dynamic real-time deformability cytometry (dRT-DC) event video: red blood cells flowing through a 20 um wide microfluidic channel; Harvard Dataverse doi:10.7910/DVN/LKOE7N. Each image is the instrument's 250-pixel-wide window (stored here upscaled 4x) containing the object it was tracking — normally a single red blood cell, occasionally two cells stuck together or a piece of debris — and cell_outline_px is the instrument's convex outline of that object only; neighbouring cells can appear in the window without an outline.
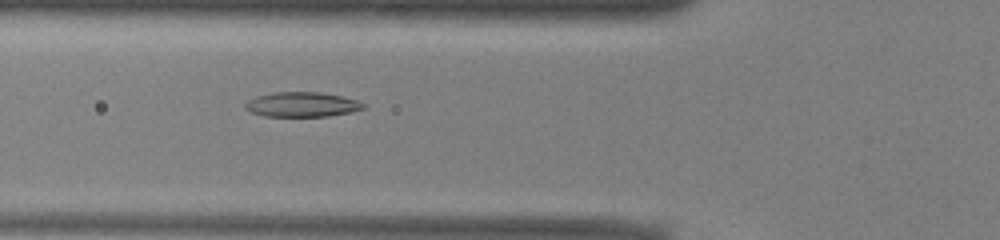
{"species": "common noctule bat (a hibernating species)", "species_latin": "Nyctalus noctula", "temperature_condition": "warm", "stored_images_in_passage": 49, "camera_frame_rate_fps": 3000, "um_per_image_px": 0.085, "animal": {"sex": "male", "body_mass_g": 13.0, "forearm_length_mm": 53.1}, "frame": {"image": 1, "passage_image": 16, "time_ms": 5.0, "image_size_px": [1000, 240], "cell_outline_px": [[364, 108], [348, 112], [328, 116], [264, 116], [252, 112], [244, 108], [244, 104], [248, 100], [256, 96], [276, 92], [320, 92], [340, 96], [356, 100], [364, 104]], "centroid_in_image_um": [25.61, 8.88], "position_along_channel_um": 100.2, "area_um2": 16.82}}
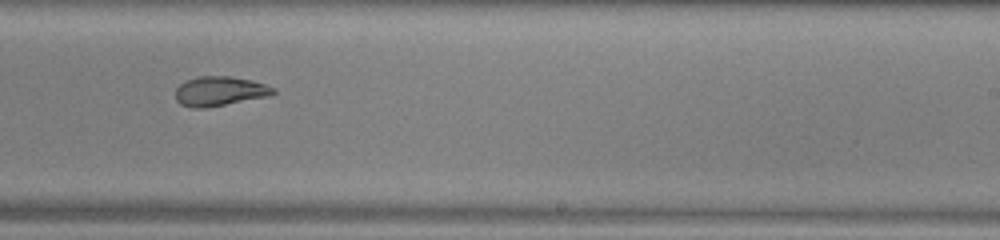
{"frame": {"image": 2, "passage_image": 29, "time_ms": 9.333, "image_size_px": [1000, 240], "cell_outline_px": [[276, 92], [268, 96], [204, 108], [192, 108], [180, 104], [176, 100], [176, 88], [180, 84], [188, 80], [200, 76], [232, 76], [252, 80], [276, 88]], "centroid_in_image_um": [18.67, 7.75], "position_along_channel_um": 270.3, "area_um2": 16.7}}
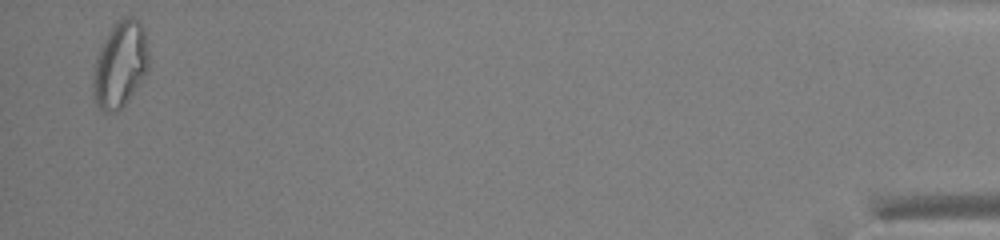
{"frame": {"image": 3, "passage_image": 48, "time_ms": 15.667, "image_size_px": [1000, 240], "cell_outline_px": [[148, 68], [128, 100], [120, 108], [112, 112], [104, 112], [96, 104], [92, 96], [92, 76], [96, 56], [108, 32], [116, 20], [124, 16], [132, 16], [140, 20], [144, 28], [148, 48]], "centroid_in_image_um": [10.19, 5.44], "position_along_channel_um": 425.0, "area_um2": 28.09}, "authors_computed_cell_mechanics": {"area_um2": 18.4382, "velocity_mm_per_s": 3.9364, "shape_relaxation_time_tau1_ms": null, "shape_relaxation_time_tau2_ms": 2.8196, "deformation_change_tau1": null, "deformation_change_tau2": 0.0973}}